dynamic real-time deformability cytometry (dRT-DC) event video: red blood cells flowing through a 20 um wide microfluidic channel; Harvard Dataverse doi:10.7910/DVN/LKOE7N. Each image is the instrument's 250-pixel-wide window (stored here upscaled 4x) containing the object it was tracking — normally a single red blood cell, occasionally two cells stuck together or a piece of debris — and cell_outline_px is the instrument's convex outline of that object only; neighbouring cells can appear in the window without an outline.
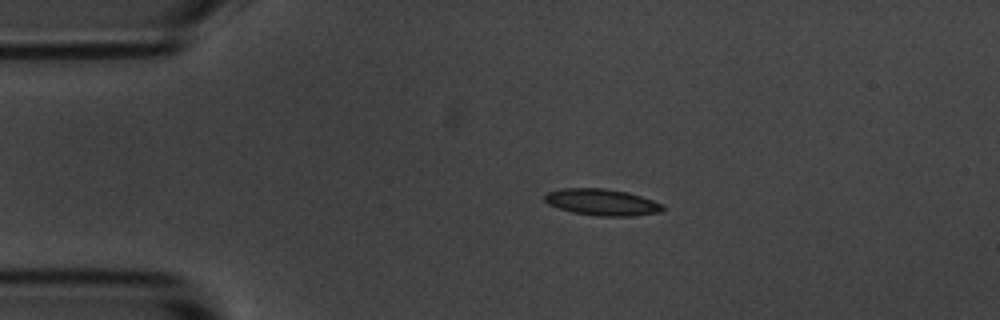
{"species": "common noctule bat (a hibernating species)", "species_latin": "Nyctalus noctula", "temperature_condition": "room temperature", "stored_images_in_passage": 47, "camera_frame_rate_fps": 3000, "um_per_image_px": 0.085, "animal": {"sex": "male", "body_mass_g": 20.1, "forearm_length_mm": 53.5}, "frame": {"image": 1, "passage_image": 10, "time_ms": 3.0, "image_size_px": [1000, 320], "cell_outline_px": [[664, 208], [660, 212], [632, 216], [596, 216], [572, 212], [548, 204], [544, 200], [544, 196], [548, 192], [560, 188], [604, 188], [628, 192], [652, 200], [660, 204]], "centroid_in_image_um": [51.13, 17.18], "position_along_channel_um": 33.9, "area_um2": 18.15}}
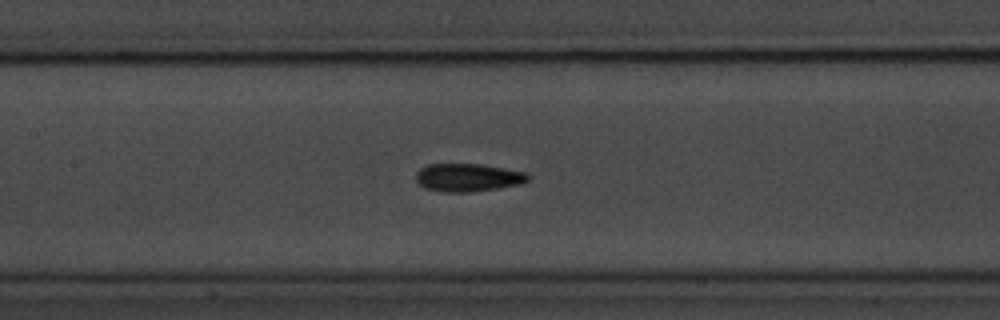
{"frame": {"image": 2, "passage_image": 24, "time_ms": 7.667, "image_size_px": [1000, 320], "cell_outline_px": [[532, 176], [528, 180], [520, 184], [472, 192], [440, 192], [424, 188], [416, 180], [416, 172], [420, 168], [428, 164], [480, 164], [528, 172]], "centroid_in_image_um": [39.78, 15.09], "position_along_channel_um": 167.6, "area_um2": 18.44}}
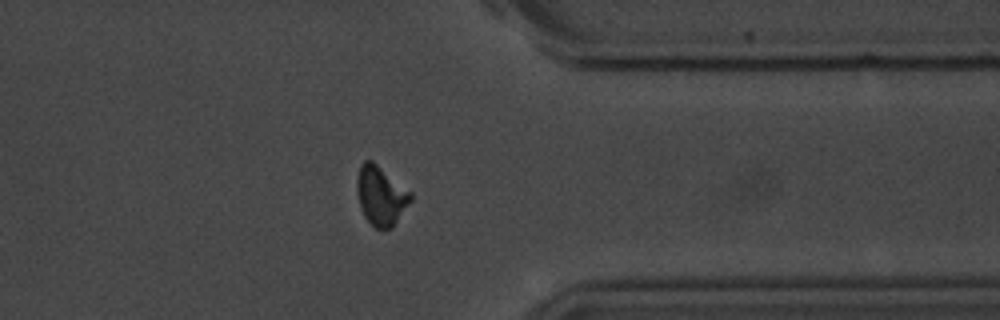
{"frame": {"image": 3, "passage_image": 42, "time_ms": 13.667, "image_size_px": [1000, 320], "cell_outline_px": [[412, 200], [392, 228], [376, 228], [364, 216], [360, 208], [356, 188], [356, 180], [360, 164], [364, 160], [372, 160], [412, 192]], "centroid_in_image_um": [32.37, 16.61], "position_along_channel_um": 379.0, "area_um2": 18.61}, "authors_computed_cell_mechanics": {"area_um2": 17.8024, "velocity_mm_per_s": 3.6614, "shape_relaxation_time_tau1_ms": 3.2346, "shape_relaxation_time_tau2_ms": 3.0238, "deformation_change_tau1": 0.1389, "deformation_change_tau2": 0.0829}}